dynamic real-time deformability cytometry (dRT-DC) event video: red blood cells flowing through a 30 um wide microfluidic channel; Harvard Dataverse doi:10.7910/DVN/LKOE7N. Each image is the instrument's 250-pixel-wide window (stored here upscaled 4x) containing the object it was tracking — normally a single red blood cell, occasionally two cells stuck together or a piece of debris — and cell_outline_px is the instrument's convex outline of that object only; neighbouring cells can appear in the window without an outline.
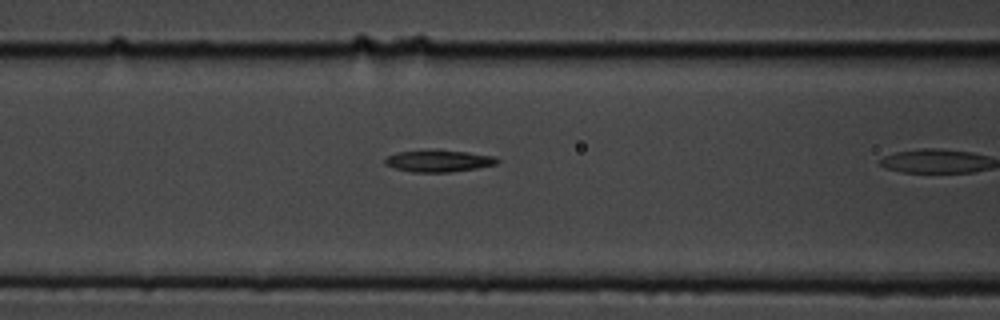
{"species": "common noctule bat (a hibernating species)", "species_latin": "Nyctalus noctula", "temperature_condition": "cold", "stored_images_in_passage": 10, "camera_frame_rate_fps": 3000, "um_per_image_px": 0.085, "animal": {"sex": "male", "body_mass_g": 19.5, "forearm_length_mm": 54.6}, "frame": {"image": 1, "passage_image": 9, "time_ms": 2.667, "image_size_px": [1000, 320], "cell_outline_px": [[500, 160], [496, 164], [476, 168], [452, 172], [412, 172], [396, 168], [384, 164], [384, 160], [388, 156], [396, 152], [468, 152], [496, 156]], "centroid_in_image_um": [37.32, 13.71], "position_along_channel_um": 129.3, "area_um2": 13.64}}